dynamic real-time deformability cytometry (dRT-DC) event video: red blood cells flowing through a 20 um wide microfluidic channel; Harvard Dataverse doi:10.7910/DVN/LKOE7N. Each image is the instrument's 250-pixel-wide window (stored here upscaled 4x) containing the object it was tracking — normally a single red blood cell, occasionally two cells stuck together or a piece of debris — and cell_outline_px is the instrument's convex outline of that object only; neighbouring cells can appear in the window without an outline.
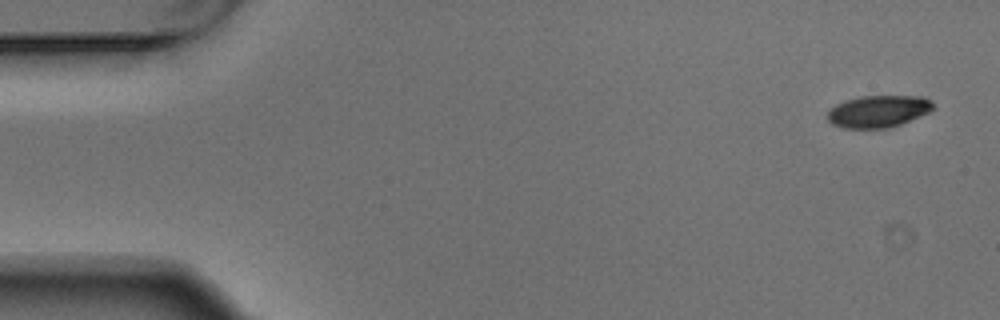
{"species": "Egyptian fruit bat (a non-hibernating species)", "species_latin": "Rousettus aegyptiacus", "temperature_condition": "warm", "stored_images_in_passage": 5, "camera_frame_rate_fps": 3000, "um_per_image_px": 0.085, "animal": {"sex": "male"}, "frame": {"image": 1, "passage_image": 1, "time_ms": 0.0, "image_size_px": [1000, 320], "cell_outline_px": [[936, 108], [928, 112], [900, 124], [888, 128], [844, 128], [832, 124], [828, 120], [828, 112], [836, 104], [844, 100], [860, 96], [924, 96], [932, 100]], "centroid_in_image_um": [74.68, 9.45], "position_along_channel_um": 10.3, "area_um2": 19.77}}
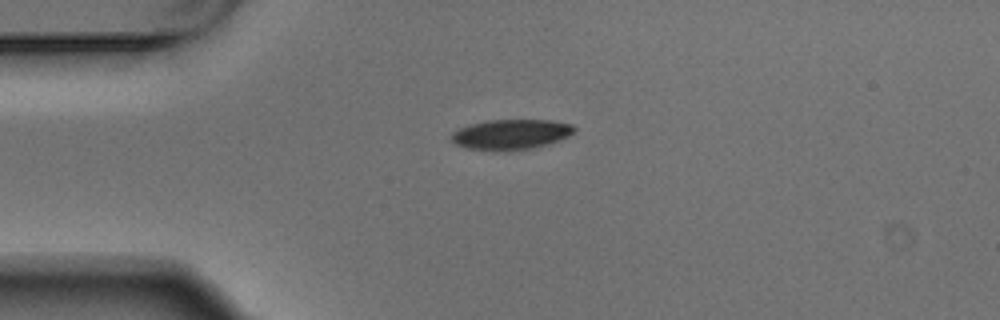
{"frame": {"image": 2, "passage_image": 4, "time_ms": 1.0, "image_size_px": [1000, 320], "cell_outline_px": [[576, 128], [568, 136], [548, 144], [532, 148], [492, 152], [464, 148], [456, 144], [452, 140], [452, 132], [460, 128], [472, 124], [488, 120], [548, 120], [572, 124]], "centroid_in_image_um": [43.4, 11.44], "position_along_channel_um": 41.6, "area_um2": 21.62}}